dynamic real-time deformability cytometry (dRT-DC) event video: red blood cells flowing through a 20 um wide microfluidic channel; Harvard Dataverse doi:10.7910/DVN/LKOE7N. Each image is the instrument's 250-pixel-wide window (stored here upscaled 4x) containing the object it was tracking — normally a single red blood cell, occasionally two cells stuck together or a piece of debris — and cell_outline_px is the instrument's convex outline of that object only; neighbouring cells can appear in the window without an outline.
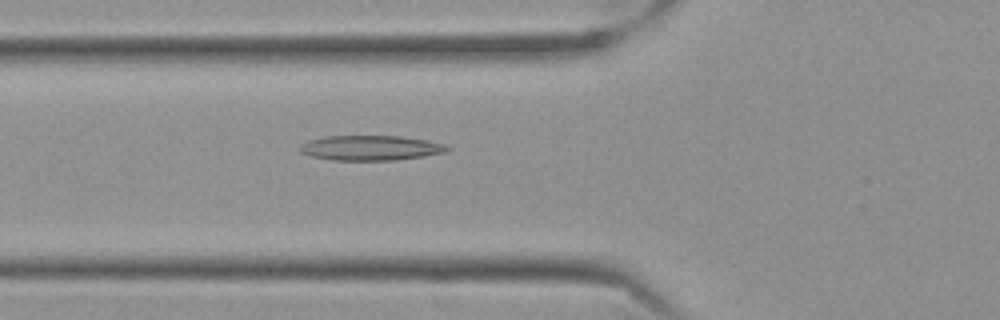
{"species": "Egyptian fruit bat (a non-hibernating species)", "species_latin": "Rousettus aegyptiacus", "temperature_condition": "cold", "stored_images_in_passage": 57, "camera_frame_rate_fps": 3000, "um_per_image_px": 0.085, "frame": {"image": 1, "passage_image": 21, "time_ms": 6.667, "image_size_px": [1000, 320], "cell_outline_px": [[452, 148], [448, 152], [424, 156], [396, 160], [332, 160], [312, 156], [300, 152], [300, 144], [308, 140], [324, 136], [400, 136], [428, 140], [444, 144]], "centroid_in_image_um": [31.53, 12.57], "position_along_channel_um": 94.3, "area_um2": 21.56}}
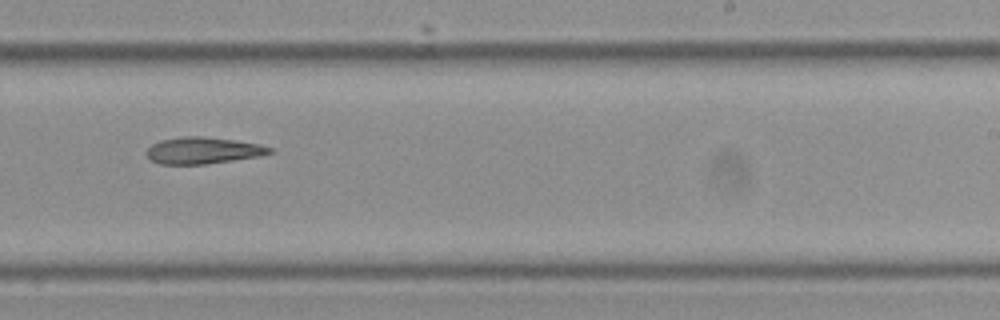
{"frame": {"image": 2, "passage_image": 36, "time_ms": 11.667, "image_size_px": [1000, 320], "cell_outline_px": [[272, 152], [260, 156], [204, 164], [160, 164], [148, 160], [144, 152], [152, 144], [160, 140], [180, 136], [200, 136], [232, 140], [260, 144], [272, 148]], "centroid_in_image_um": [17.18, 12.79], "position_along_channel_um": 271.8, "area_um2": 19.13}}
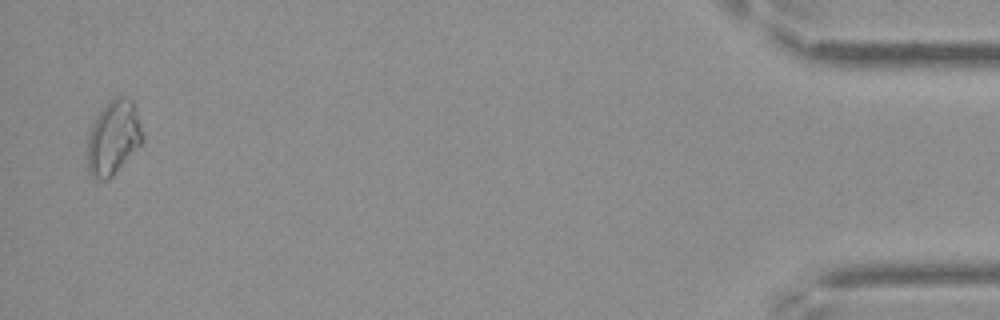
{"frame": {"image": 3, "passage_image": 56, "time_ms": 18.333, "image_size_px": [1000, 320], "cell_outline_px": [[144, 140], [112, 176], [108, 180], [96, 180], [88, 172], [88, 132], [96, 116], [108, 100], [116, 96], [124, 96], [132, 100], [144, 136]], "centroid_in_image_um": [9.62, 11.69], "position_along_channel_um": 425.6, "area_um2": 23.81}}